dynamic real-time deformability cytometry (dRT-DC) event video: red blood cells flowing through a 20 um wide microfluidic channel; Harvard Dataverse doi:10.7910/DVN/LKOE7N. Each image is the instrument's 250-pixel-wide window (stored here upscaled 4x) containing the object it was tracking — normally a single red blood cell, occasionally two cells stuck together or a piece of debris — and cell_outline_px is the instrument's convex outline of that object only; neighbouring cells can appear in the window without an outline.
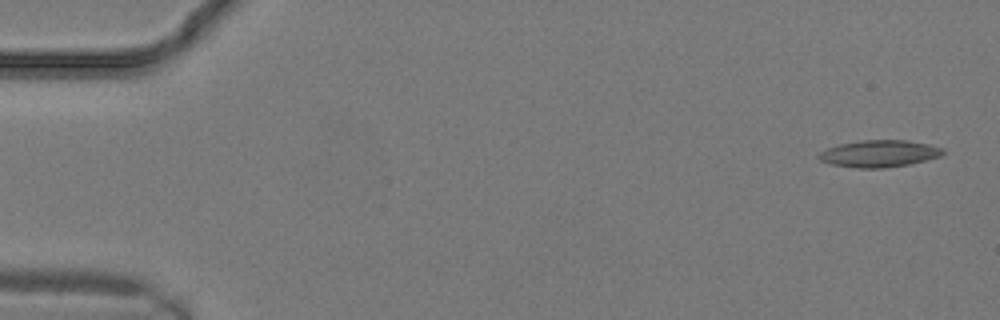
{"species": "common noctule bat (a hibernating species)", "species_latin": "Nyctalus noctula", "temperature_condition": "warm", "stored_images_in_passage": 16, "camera_frame_rate_fps": 3000, "um_per_image_px": 0.085, "animal": {"sex": "male", "body_mass_g": 19.2, "forearm_length_mm": 51.8}, "frame": {"image": 1, "passage_image": 1, "time_ms": 0.0, "image_size_px": [1000, 320], "cell_outline_px": [[944, 152], [940, 156], [908, 164], [884, 168], [856, 168], [832, 164], [820, 160], [816, 156], [820, 152], [828, 148], [840, 144], [860, 140], [908, 140], [928, 144], [944, 148]], "centroid_in_image_um": [74.72, 13.05], "position_along_channel_um": 10.3, "area_um2": 19.36}}
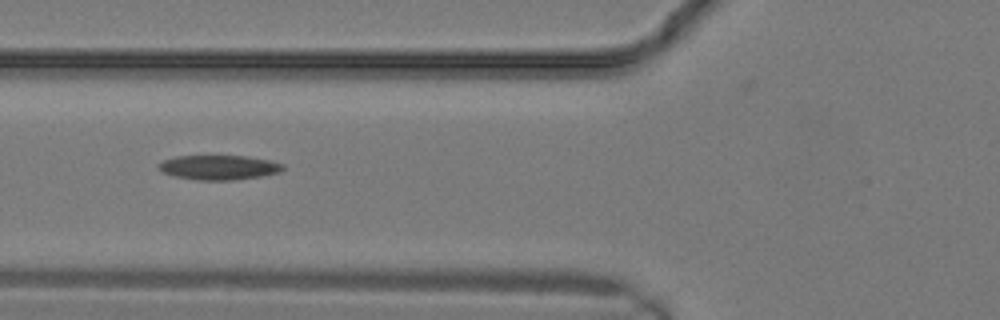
{"frame": {"image": 2, "passage_image": 10, "time_ms": 3.0, "image_size_px": [1000, 320], "cell_outline_px": [[284, 168], [280, 172], [260, 176], [232, 180], [196, 180], [172, 176], [156, 168], [156, 164], [164, 160], [176, 156], [244, 156], [268, 160], [284, 164]], "centroid_in_image_um": [18.55, 14.23], "position_along_channel_um": 107.2, "area_um2": 17.8}}
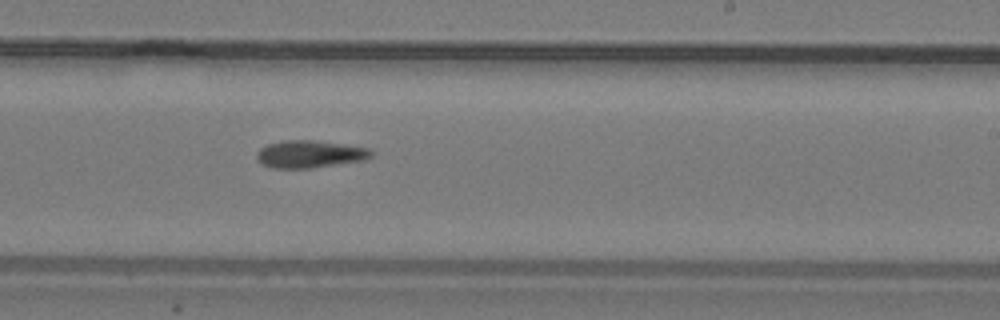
{"frame": {"image": 3, "passage_image": 16, "time_ms": 5.0, "image_size_px": [1000, 320], "cell_outline_px": [[372, 156], [364, 160], [312, 168], [272, 168], [256, 160], [256, 152], [260, 148], [268, 144], [284, 140], [316, 140], [372, 148]], "centroid_in_image_um": [26.34, 13.09], "position_along_channel_um": 262.7, "area_um2": 18.44}}